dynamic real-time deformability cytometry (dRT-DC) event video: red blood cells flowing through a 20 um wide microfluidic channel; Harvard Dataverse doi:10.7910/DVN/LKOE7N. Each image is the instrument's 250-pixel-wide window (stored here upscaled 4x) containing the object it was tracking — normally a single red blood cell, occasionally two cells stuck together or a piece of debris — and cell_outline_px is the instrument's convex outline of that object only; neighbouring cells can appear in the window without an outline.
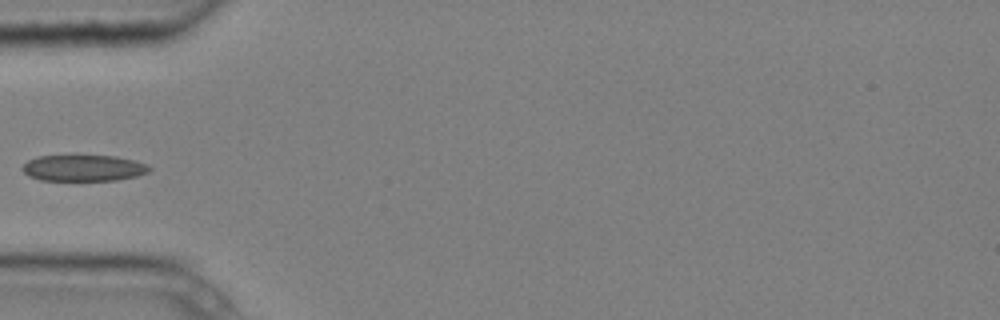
{"species": "common noctule bat (a hibernating species)", "species_latin": "Nyctalus noctula", "temperature_condition": "cold", "stored_images_in_passage": 6, "camera_frame_rate_fps": 3000, "um_per_image_px": 0.085, "animal": {"sex": "male", "body_mass_g": 20.4}, "frame": {"image": 1, "passage_image": 5, "time_ms": 1.333, "image_size_px": [1000, 320], "cell_outline_px": [[152, 168], [148, 172], [136, 176], [116, 180], [40, 180], [28, 176], [20, 168], [28, 160], [36, 156], [72, 152], [76, 152], [116, 156], [136, 160], [148, 164]], "centroid_in_image_um": [7.06, 14.21], "position_along_channel_um": 77.9, "area_um2": 20.69}}
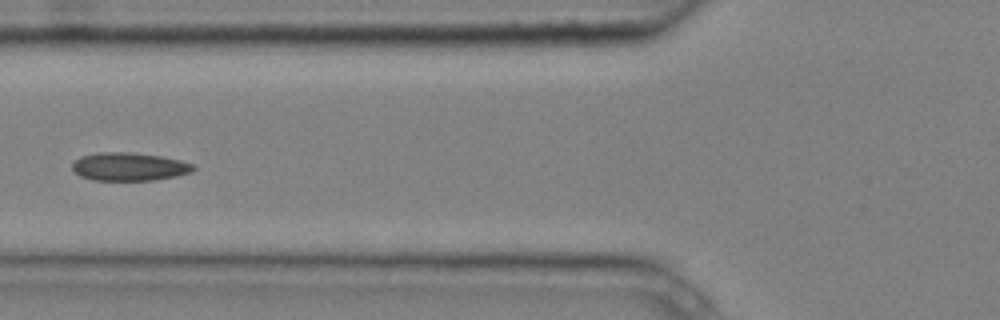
{"frame": {"image": 2, "passage_image": 6, "time_ms": 1.667, "image_size_px": [1000, 320], "cell_outline_px": [[196, 168], [192, 172], [176, 176], [152, 180], [92, 180], [80, 176], [72, 168], [72, 164], [80, 156], [96, 152], [128, 152], [160, 156], [180, 160], [192, 164]], "centroid_in_image_um": [10.96, 14.16], "position_along_channel_um": 114.8, "area_um2": 19.83}}